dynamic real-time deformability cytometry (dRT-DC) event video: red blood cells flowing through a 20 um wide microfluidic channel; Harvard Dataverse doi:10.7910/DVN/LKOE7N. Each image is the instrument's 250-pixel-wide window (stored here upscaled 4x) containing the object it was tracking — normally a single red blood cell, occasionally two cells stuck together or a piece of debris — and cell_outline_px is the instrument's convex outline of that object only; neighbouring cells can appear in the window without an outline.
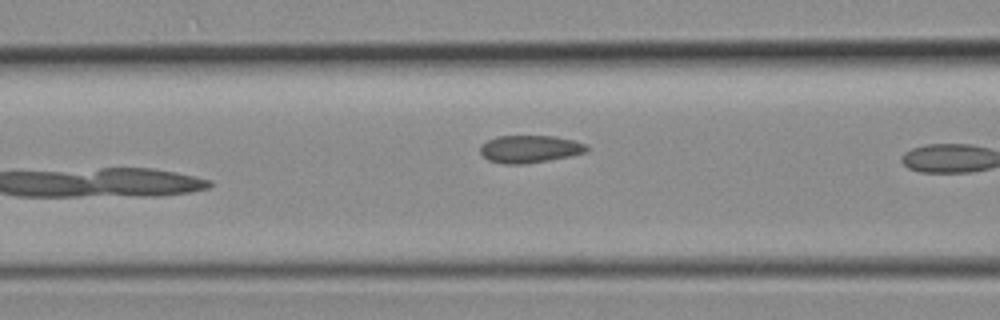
{"species": "common noctule bat (a hibernating species)", "species_latin": "Nyctalus noctula", "temperature_condition": "room temperature", "stored_images_in_passage": 15, "camera_frame_rate_fps": 3000, "um_per_image_px": 0.085, "animal": {"sex": "female", "body_mass_g": 19.3, "forearm_length_mm": 54.1}, "frame": {"image": 1, "passage_image": 15, "time_ms": 4.667, "image_size_px": [1000, 320], "cell_outline_px": [[588, 152], [548, 160], [524, 164], [504, 164], [488, 160], [480, 152], [480, 144], [496, 136], [552, 136], [572, 140], [584, 144], [588, 148]], "centroid_in_image_um": [44.99, 12.66], "position_along_channel_um": 121.6, "area_um2": 16.94}}